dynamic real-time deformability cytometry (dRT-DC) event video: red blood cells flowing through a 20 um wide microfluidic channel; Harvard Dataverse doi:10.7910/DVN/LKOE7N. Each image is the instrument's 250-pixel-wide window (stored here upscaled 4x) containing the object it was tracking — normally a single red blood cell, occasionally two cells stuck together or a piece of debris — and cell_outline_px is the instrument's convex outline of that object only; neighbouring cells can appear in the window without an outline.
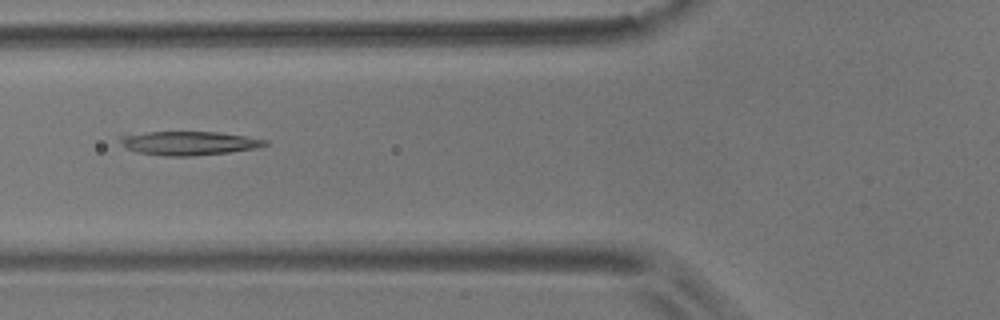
{"species": "common noctule bat (a hibernating species)", "species_latin": "Nyctalus noctula", "temperature_condition": "room temperature", "stored_images_in_passage": 7, "camera_frame_rate_fps": 3000, "um_per_image_px": 0.085, "animal": {"sex": "male", "body_mass_g": 17.9}, "frame": {"image": 1, "passage_image": 4, "time_ms": 1.0, "image_size_px": [1000, 320], "cell_outline_px": [[268, 144], [260, 148], [228, 152], [192, 156], [164, 156], [136, 152], [128, 148], [120, 140], [120, 136], [148, 132], [216, 132], [244, 136], [268, 140]], "centroid_in_image_um": [16.11, 12.17], "position_along_channel_um": 109.7, "area_um2": 19.88}}
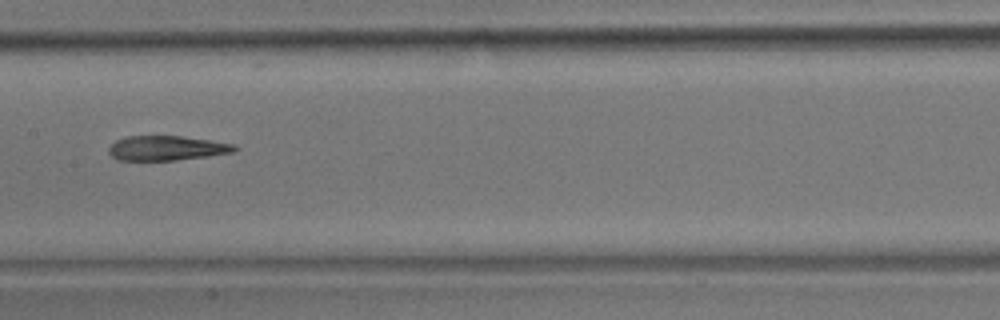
{"frame": {"image": 2, "passage_image": 6, "time_ms": 1.667, "image_size_px": [1000, 320], "cell_outline_px": [[240, 148], [232, 152], [208, 156], [176, 160], [116, 160], [108, 152], [108, 148], [116, 140], [128, 136], [180, 136], [212, 140], [236, 144]], "centroid_in_image_um": [14.19, 12.59], "position_along_channel_um": 193.2, "area_um2": 18.15}}
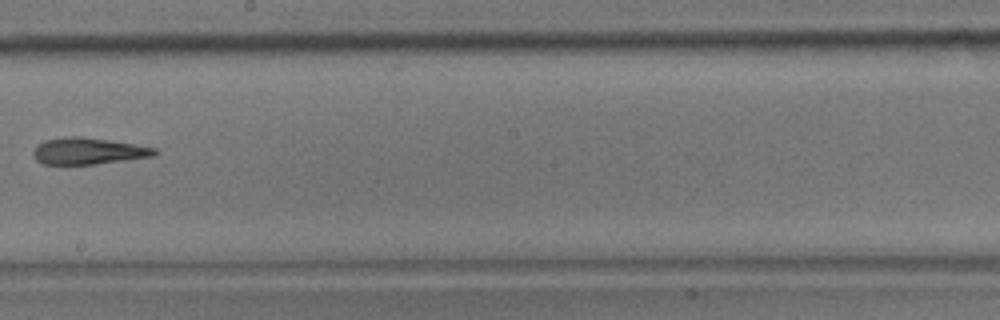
{"frame": {"image": 3, "passage_image": 7, "time_ms": 2.0, "image_size_px": [1000, 320], "cell_outline_px": [[160, 152], [156, 156], [96, 164], [44, 164], [36, 160], [32, 152], [36, 144], [44, 140], [64, 136], [80, 136], [108, 140], [156, 148]], "centroid_in_image_um": [7.49, 12.84], "position_along_channel_um": 240.7, "area_um2": 18.96}}